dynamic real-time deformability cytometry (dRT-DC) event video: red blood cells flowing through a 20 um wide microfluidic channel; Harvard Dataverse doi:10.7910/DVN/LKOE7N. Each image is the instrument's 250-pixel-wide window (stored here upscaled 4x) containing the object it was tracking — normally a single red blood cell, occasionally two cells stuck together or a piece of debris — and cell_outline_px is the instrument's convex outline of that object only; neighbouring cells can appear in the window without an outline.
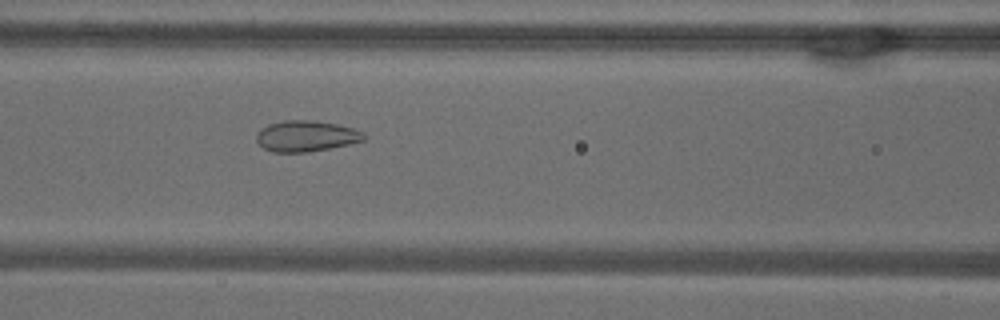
{"species": "common noctule bat (a hibernating species)", "species_latin": "Nyctalus noctula", "temperature_condition": "warm", "stored_images_in_passage": 36, "camera_frame_rate_fps": 3000, "um_per_image_px": 0.085, "animal": {"sex": "male", "body_mass_g": 18.8}, "frame": {"image": 1, "passage_image": 6, "time_ms": 1.667, "image_size_px": [1000, 320], "cell_outline_px": [[364, 140], [348, 144], [308, 152], [272, 152], [264, 148], [256, 140], [256, 136], [268, 124], [284, 120], [316, 120], [336, 124], [352, 128], [364, 132]], "centroid_in_image_um": [26.02, 11.56], "position_along_channel_um": 140.6, "area_um2": 19.13}}
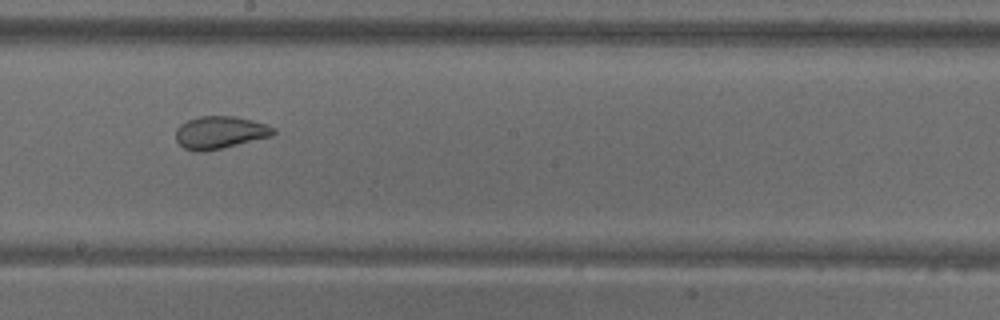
{"frame": {"image": 2, "passage_image": 13, "time_ms": 4.0, "image_size_px": [1000, 320], "cell_outline_px": [[276, 132], [272, 136], [204, 152], [192, 152], [184, 148], [176, 140], [176, 128], [180, 124], [188, 120], [200, 116], [236, 116], [268, 124], [276, 128]], "centroid_in_image_um": [18.7, 11.26], "position_along_channel_um": 229.5, "area_um2": 18.67}}
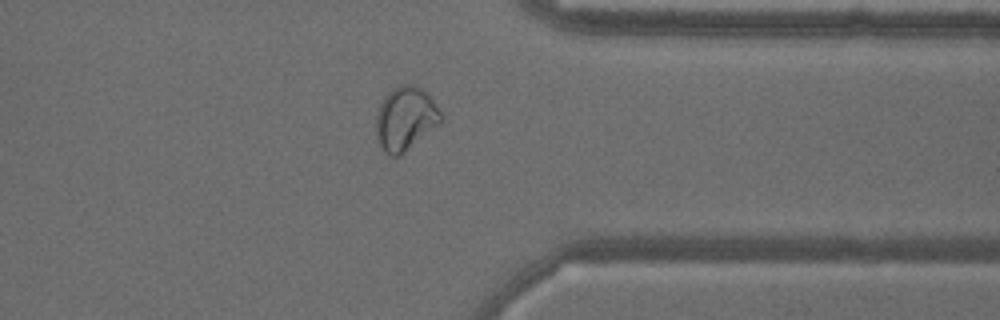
{"frame": {"image": 3, "passage_image": 25, "time_ms": 8.0, "image_size_px": [1000, 320], "cell_outline_px": [[444, 120], [400, 156], [388, 156], [384, 152], [376, 140], [376, 116], [380, 104], [384, 96], [392, 88], [400, 84], [412, 84], [428, 92], [440, 108], [444, 116]], "centroid_in_image_um": [34.47, 10.07], "position_along_channel_um": 376.9, "area_um2": 24.57}}